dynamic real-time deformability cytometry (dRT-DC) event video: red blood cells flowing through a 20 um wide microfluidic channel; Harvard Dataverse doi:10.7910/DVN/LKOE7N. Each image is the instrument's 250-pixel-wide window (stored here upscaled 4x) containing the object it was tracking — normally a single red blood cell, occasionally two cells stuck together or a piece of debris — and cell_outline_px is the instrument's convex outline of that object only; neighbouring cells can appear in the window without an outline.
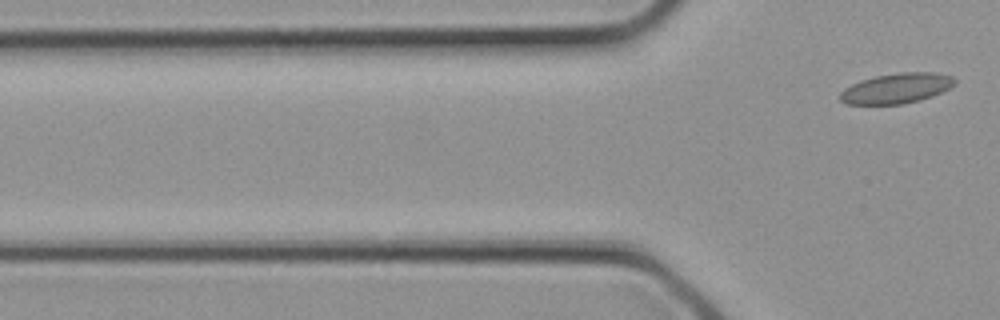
{"species": "common noctule bat (a hibernating species)", "species_latin": "Nyctalus noctula", "temperature_condition": "cold", "stored_images_in_passage": 2, "segment_of_instrument_passage": [2, 2], "camera_frame_rate_fps": 3000, "um_per_image_px": 0.085, "animal": {"sex": "female", "body_mass_g": 21.9}, "frame": {"image": 1, "passage_image": 2, "time_ms": 0.333, "image_size_px": [1000, 320], "cell_outline_px": [[956, 84], [932, 96], [920, 100], [904, 104], [844, 104], [840, 100], [840, 92], [844, 88], [860, 80], [876, 76], [900, 72], [936, 72], [952, 76], [956, 80]], "centroid_in_image_um": [76.2, 7.5], "position_along_channel_um": 49.6, "area_um2": 20.23}}